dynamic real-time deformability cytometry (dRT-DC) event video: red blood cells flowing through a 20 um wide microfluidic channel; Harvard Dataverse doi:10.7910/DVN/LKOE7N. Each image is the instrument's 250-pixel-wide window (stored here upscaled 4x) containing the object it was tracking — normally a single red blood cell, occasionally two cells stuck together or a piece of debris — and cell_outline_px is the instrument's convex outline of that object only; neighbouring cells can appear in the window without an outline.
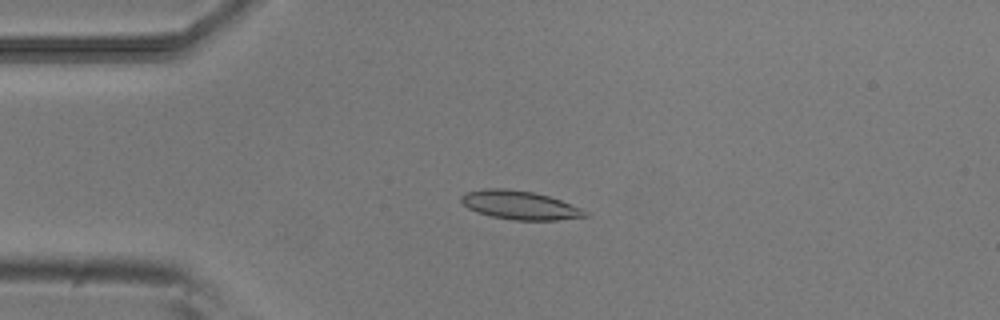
{"species": "common noctule bat (a hibernating species)", "species_latin": "Nyctalus noctula", "temperature_condition": "room temperature", "stored_images_in_passage": 42, "camera_frame_rate_fps": 3000, "um_per_image_px": 0.085, "animal": {"sex": "male", "body_mass_g": 20.5, "forearm_length_mm": 52.5}, "frame": {"image": 1, "passage_image": 2, "time_ms": 0.333, "image_size_px": [1000, 320], "cell_outline_px": [[588, 216], [556, 220], [512, 220], [492, 216], [476, 212], [468, 208], [460, 200], [460, 196], [464, 192], [484, 188], [504, 188], [532, 192], [548, 196], [560, 200], [580, 208], [588, 212]], "centroid_in_image_um": [44.13, 17.43], "position_along_channel_um": 40.9, "area_um2": 20.63}}
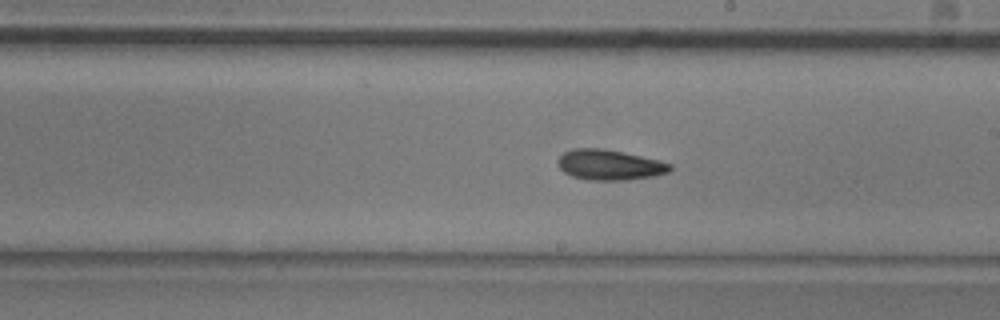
{"frame": {"image": 2, "passage_image": 19, "time_ms": 6.0, "image_size_px": [1000, 320], "cell_outline_px": [[672, 168], [668, 172], [652, 176], [628, 180], [588, 180], [572, 176], [564, 172], [556, 164], [556, 160], [564, 152], [572, 148], [600, 148], [624, 152], [672, 164]], "centroid_in_image_um": [51.76, 14.01], "position_along_channel_um": 237.2, "area_um2": 19.83}}
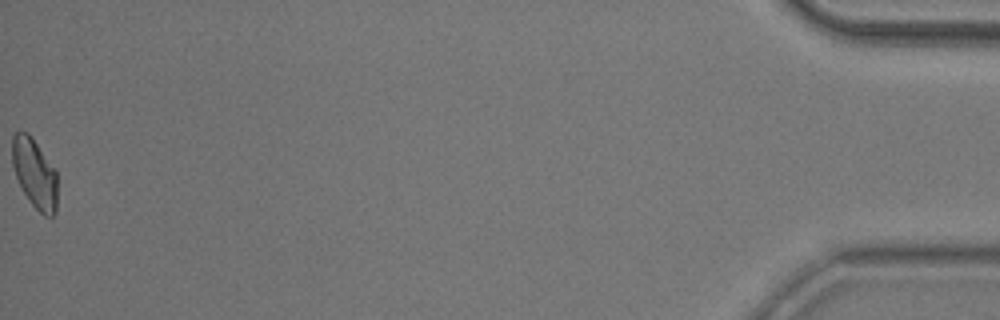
{"frame": {"image": 3, "passage_image": 42, "time_ms": 13.667, "image_size_px": [1000, 320], "cell_outline_px": [[56, 212], [52, 216], [44, 216], [32, 204], [24, 192], [16, 176], [12, 164], [12, 136], [16, 132], [28, 132], [32, 136], [56, 172]], "centroid_in_image_um": [2.93, 14.72], "position_along_channel_um": 432.3, "area_um2": 17.98}, "authors_computed_cell_mechanics": {"area_um2": 19.0451, "velocity_mm_per_s": 3.8746, "shape_relaxation_time_tau1_ms": 5.9113, "shape_relaxation_time_tau2_ms": 3.3658, "deformation_change_tau1": 0.1433, "deformation_change_tau2": 0.0982}}